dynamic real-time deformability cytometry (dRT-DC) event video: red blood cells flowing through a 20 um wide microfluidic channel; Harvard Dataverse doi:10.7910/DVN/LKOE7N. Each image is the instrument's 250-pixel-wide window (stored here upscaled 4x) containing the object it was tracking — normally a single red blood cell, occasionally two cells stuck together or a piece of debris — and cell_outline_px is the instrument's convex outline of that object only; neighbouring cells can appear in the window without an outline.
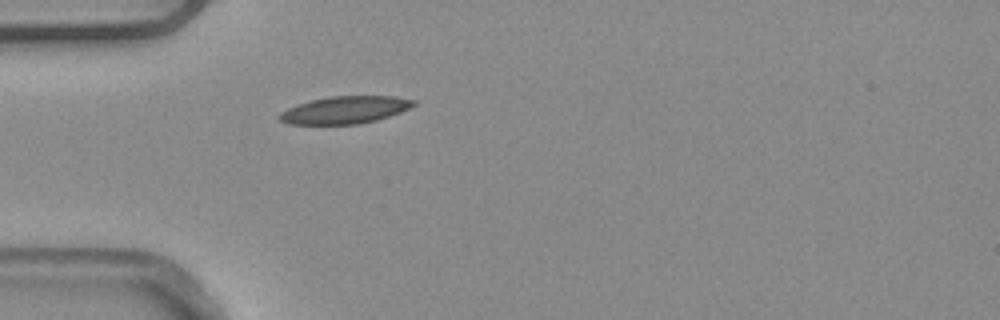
{"species": "common noctule bat (a hibernating species)", "species_latin": "Nyctalus noctula", "temperature_condition": "warm", "stored_images_in_passage": 1, "camera_frame_rate_fps": 3000, "um_per_image_px": 0.085, "animal": {"sex": "male", "body_mass_g": 20.4}, "frame": {"image": 1, "passage_image": 1, "time_ms": 0.0, "image_size_px": [1000, 320], "cell_outline_px": [[416, 104], [400, 112], [376, 120], [356, 124], [288, 124], [280, 120], [276, 116], [280, 112], [288, 108], [312, 100], [328, 96], [396, 96], [416, 100]], "centroid_in_image_um": [29.31, 9.34], "position_along_channel_um": 55.7, "area_um2": 21.27}}